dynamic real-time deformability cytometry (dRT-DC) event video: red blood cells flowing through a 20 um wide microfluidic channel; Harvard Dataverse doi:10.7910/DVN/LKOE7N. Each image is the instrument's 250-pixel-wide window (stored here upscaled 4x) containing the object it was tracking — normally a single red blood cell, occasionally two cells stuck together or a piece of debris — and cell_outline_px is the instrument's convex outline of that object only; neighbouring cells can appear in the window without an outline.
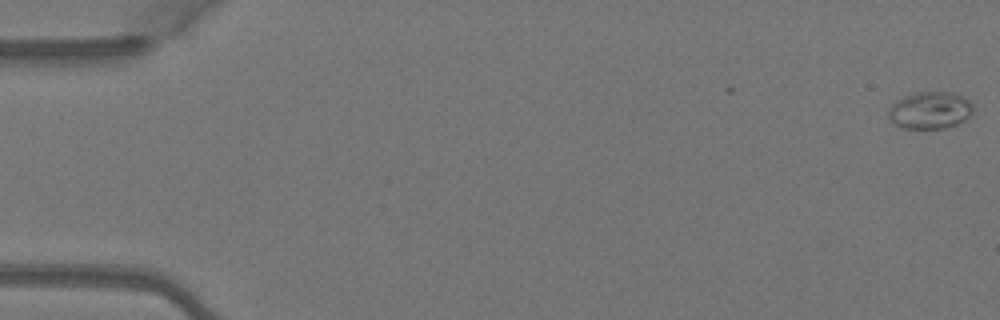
{"species": "Egyptian fruit bat (a non-hibernating species)", "species_latin": "Rousettus aegyptiacus", "temperature_condition": "warm", "stored_images_in_passage": 2, "camera_frame_rate_fps": 3000, "um_per_image_px": 0.085, "animal": {"sex": "female"}, "frame": {"image": 1, "passage_image": 2, "time_ms": 0.333, "image_size_px": [1000, 320], "cell_outline_px": [[972, 116], [956, 124], [944, 128], [904, 128], [896, 124], [888, 116], [888, 112], [892, 104], [896, 100], [904, 96], [916, 92], [956, 92], [964, 96], [972, 104]], "centroid_in_image_um": [79.08, 9.35], "position_along_channel_um": 5.9, "area_um2": 18.32}}